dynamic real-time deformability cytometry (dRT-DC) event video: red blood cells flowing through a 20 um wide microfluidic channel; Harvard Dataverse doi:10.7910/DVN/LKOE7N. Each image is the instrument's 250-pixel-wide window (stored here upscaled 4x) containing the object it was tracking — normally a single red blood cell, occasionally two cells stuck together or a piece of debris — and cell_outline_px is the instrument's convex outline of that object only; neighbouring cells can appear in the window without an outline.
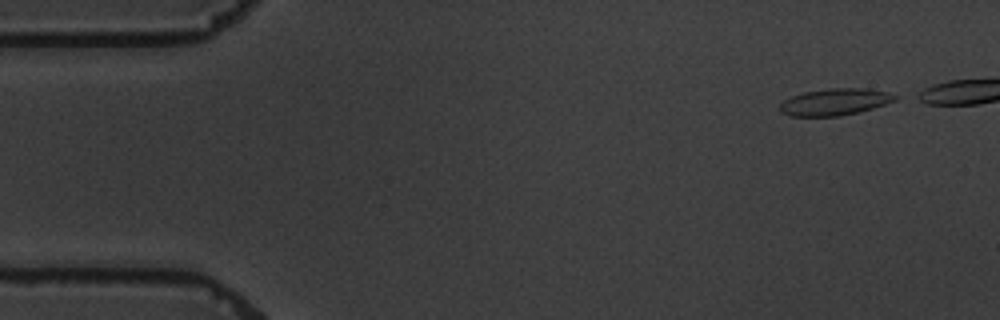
{"species": "common noctule bat (a hibernating species)", "species_latin": "Nyctalus noctula", "temperature_condition": "warm", "stored_images_in_passage": 6, "camera_frame_rate_fps": 3000, "um_per_image_px": 0.085, "animal": {"sex": "male", "body_mass_g": 19.5, "forearm_length_mm": 54.6}, "frame": {"image": 1, "passage_image": 1, "time_ms": 0.0, "image_size_px": [1000, 320], "cell_outline_px": [[900, 96], [896, 100], [860, 112], [840, 116], [788, 116], [780, 112], [780, 104], [784, 100], [792, 96], [804, 92], [828, 88], [868, 88], [888, 92]], "centroid_in_image_um": [70.98, 8.66], "position_along_channel_um": 14.0, "area_um2": 18.09}}
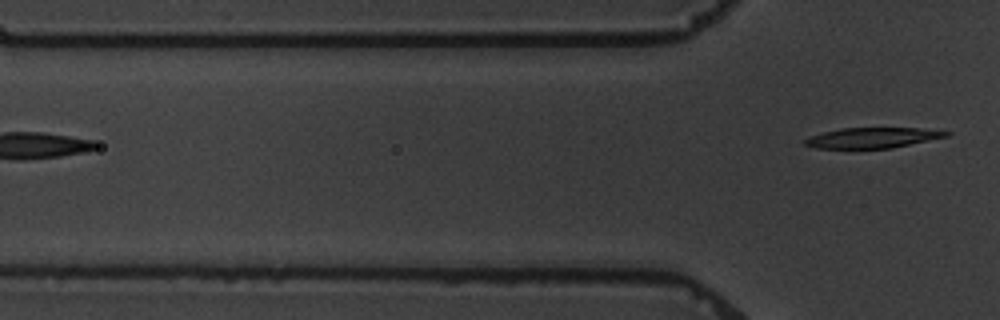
{"frame": {"image": 2, "passage_image": 6, "time_ms": 6.0, "image_size_px": [1000, 320], "cell_outline_px": [[952, 132], [948, 136], [892, 148], [816, 148], [804, 144], [804, 140], [812, 136], [824, 132], [840, 128], [920, 128]], "centroid_in_image_um": [74.18, 11.71], "position_along_channel_um": 51.6, "area_um2": 16.59}}